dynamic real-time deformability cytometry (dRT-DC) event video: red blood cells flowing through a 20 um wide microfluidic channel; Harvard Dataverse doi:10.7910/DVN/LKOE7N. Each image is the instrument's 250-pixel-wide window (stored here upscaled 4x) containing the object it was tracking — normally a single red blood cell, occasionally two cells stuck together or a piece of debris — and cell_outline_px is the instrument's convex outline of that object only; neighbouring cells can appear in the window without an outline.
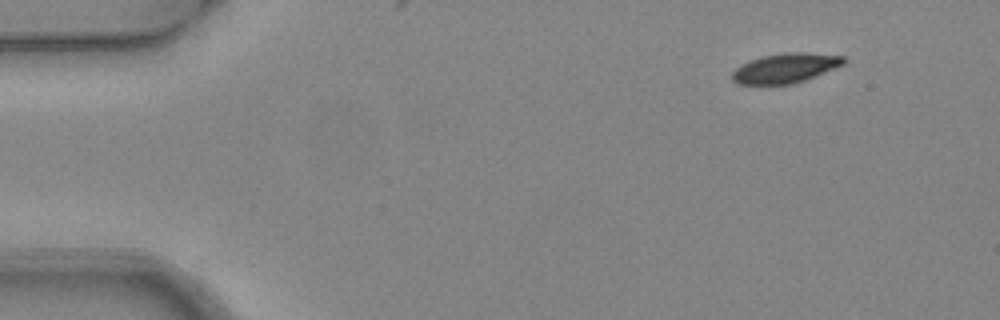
{"species": "common noctule bat (a hibernating species)", "species_latin": "Nyctalus noctula", "temperature_condition": "warm", "stored_images_in_passage": 3, "camera_frame_rate_fps": 3000, "um_per_image_px": 0.085, "animal": {"sex": "female", "body_mass_g": 24.6, "forearm_length_mm": 56.2}, "frame": {"image": 1, "passage_image": 1, "time_ms": 0.0, "image_size_px": [1000, 320], "cell_outline_px": [[844, 64], [836, 68], [804, 80], [792, 84], [736, 84], [732, 80], [732, 72], [740, 64], [764, 56], [784, 52], [804, 52], [844, 56]], "centroid_in_image_um": [66.74, 5.79], "position_along_channel_um": 18.3, "area_um2": 19.13}}